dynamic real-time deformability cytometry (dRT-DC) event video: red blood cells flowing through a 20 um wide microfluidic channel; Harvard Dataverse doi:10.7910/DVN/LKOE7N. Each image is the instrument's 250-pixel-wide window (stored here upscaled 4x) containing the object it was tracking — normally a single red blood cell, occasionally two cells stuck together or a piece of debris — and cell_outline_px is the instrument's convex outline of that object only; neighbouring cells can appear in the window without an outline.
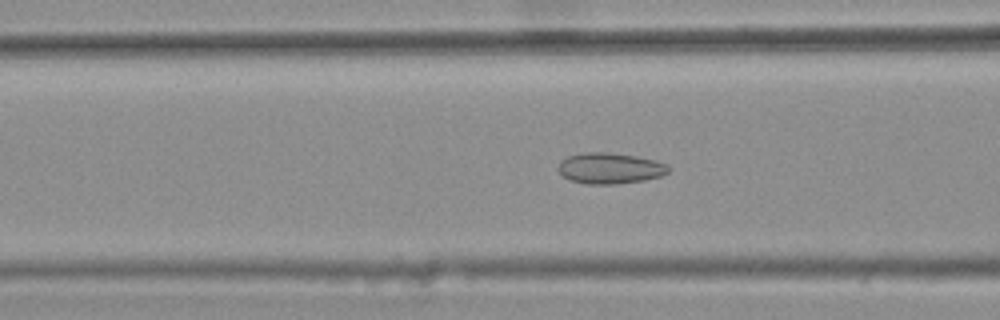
{"species": "common noctule bat (a hibernating species)", "species_latin": "Nyctalus noctula", "temperature_condition": "warm", "stored_images_in_passage": 45, "camera_frame_rate_fps": 3000, "um_per_image_px": 0.085, "animal": {"sex": "female", "body_mass_g": 25.1}, "frame": {"image": 1, "passage_image": 20, "time_ms": 6.333, "image_size_px": [1000, 320], "cell_outline_px": [[668, 172], [660, 176], [644, 180], [616, 184], [584, 184], [568, 180], [556, 168], [560, 160], [568, 156], [584, 152], [608, 152], [636, 156], [668, 164]], "centroid_in_image_um": [51.79, 14.3], "position_along_channel_um": 114.8, "area_um2": 19.94}}
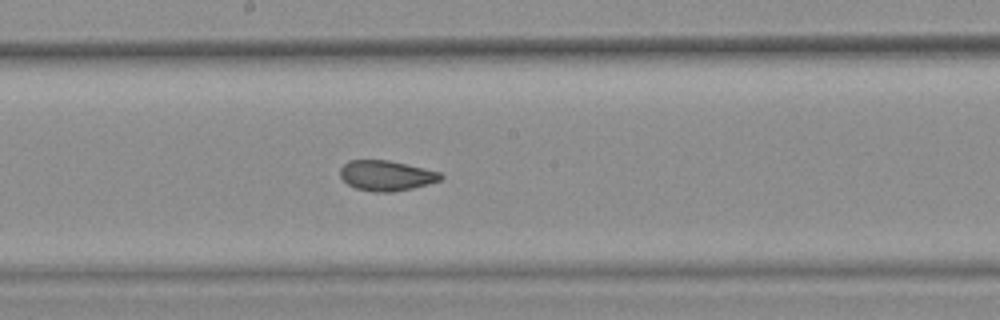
{"frame": {"image": 2, "passage_image": 28, "time_ms": 9.0, "image_size_px": [1000, 320], "cell_outline_px": [[444, 176], [440, 180], [428, 184], [412, 188], [392, 192], [376, 192], [356, 188], [348, 184], [340, 176], [340, 168], [348, 160], [388, 160], [424, 168], [440, 172]], "centroid_in_image_um": [32.83, 14.92], "position_along_channel_um": 215.4, "area_um2": 17.63}}
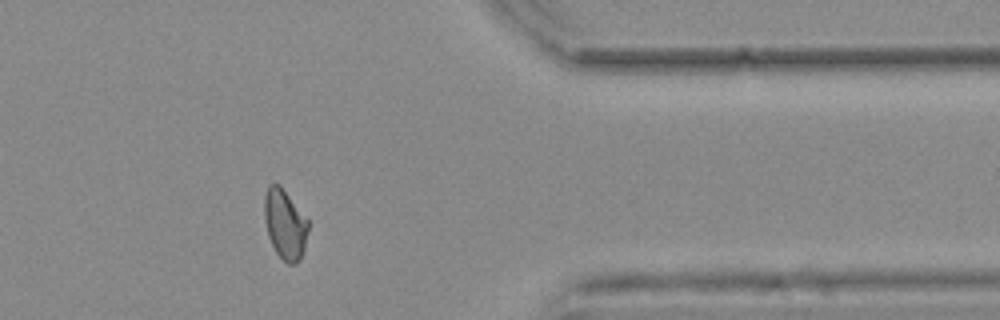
{"frame": {"image": 3, "passage_image": 43, "time_ms": 14.0, "image_size_px": [1000, 320], "cell_outline_px": [[308, 232], [304, 252], [300, 260], [296, 264], [288, 264], [276, 252], [268, 236], [264, 220], [264, 196], [268, 184], [280, 184], [308, 220]], "centroid_in_image_um": [24.22, 19.06], "position_along_channel_um": 387.2, "area_um2": 17.98}, "authors_computed_cell_mechanics": {"area_um2": 18.4382, "velocity_mm_per_s": 3.7794, "shape_relaxation_time_tau1_ms": null, "shape_relaxation_time_tau2_ms": 1.4047, "deformation_change_tau1": null, "deformation_change_tau2": 0.0614}}